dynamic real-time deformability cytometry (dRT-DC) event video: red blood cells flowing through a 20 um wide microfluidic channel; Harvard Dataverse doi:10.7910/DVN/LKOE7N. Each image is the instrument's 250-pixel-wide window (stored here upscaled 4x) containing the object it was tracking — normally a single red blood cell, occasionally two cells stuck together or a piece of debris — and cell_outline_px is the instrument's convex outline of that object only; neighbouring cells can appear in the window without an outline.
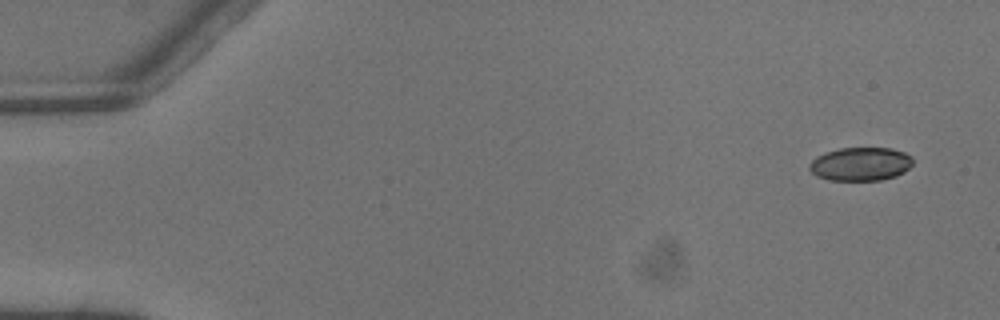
{"species": "common noctule bat (a hibernating species)", "species_latin": "Nyctalus noctula", "temperature_condition": "warm", "stored_images_in_passage": 4, "camera_frame_rate_fps": 3000, "um_per_image_px": 0.085, "animal": {"sex": "male", "body_mass_g": 13.3}, "frame": {"image": 1, "passage_image": 1, "time_ms": 0.0, "image_size_px": [1000, 320], "cell_outline_px": [[912, 164], [904, 172], [896, 176], [880, 180], [828, 180], [816, 176], [808, 168], [808, 164], [816, 156], [840, 148], [892, 148], [904, 152], [912, 156]], "centroid_in_image_um": [73.14, 13.94], "position_along_channel_um": 11.9, "area_um2": 20.23}}
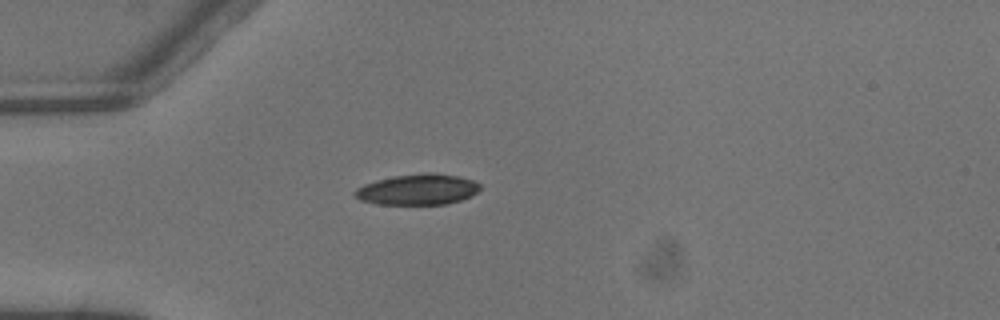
{"frame": {"image": 2, "passage_image": 4, "time_ms": 1.0, "image_size_px": [1000, 320], "cell_outline_px": [[480, 188], [472, 196], [460, 200], [444, 204], [376, 204], [360, 200], [352, 192], [356, 188], [364, 184], [376, 180], [396, 176], [424, 172], [432, 172], [456, 176], [472, 180], [480, 184]], "centroid_in_image_um": [35.48, 16.1], "position_along_channel_um": 49.5, "area_um2": 22.37}}